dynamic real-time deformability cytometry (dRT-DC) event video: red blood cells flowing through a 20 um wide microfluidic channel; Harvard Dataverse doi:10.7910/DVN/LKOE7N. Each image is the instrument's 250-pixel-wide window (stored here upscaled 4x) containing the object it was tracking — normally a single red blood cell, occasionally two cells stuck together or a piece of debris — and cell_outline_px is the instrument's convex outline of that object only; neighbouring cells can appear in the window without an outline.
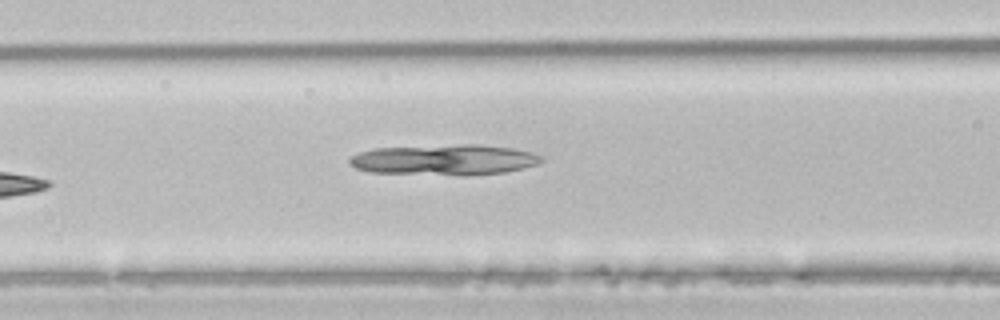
{"species": "common noctule bat (a hibernating species)", "species_latin": "Nyctalus noctula", "temperature_condition": "room temperature", "stored_images_in_passage": 5, "camera_frame_rate_fps": 3000, "um_per_image_px": 0.085, "animal": {"sex": "male", "body_mass_g": 21.5, "forearm_length_mm": 52.0}, "frame": {"image": 1, "passage_image": 5, "time_ms": 1.333, "image_size_px": [1000, 320], "cell_outline_px": [[544, 160], [536, 164], [524, 168], [504, 172], [372, 172], [356, 168], [348, 164], [348, 160], [352, 156], [360, 152], [376, 148], [460, 144], [480, 144], [512, 148], [544, 156]], "centroid_in_image_um": [37.77, 13.52], "position_along_channel_um": 128.8, "area_um2": 32.48}}